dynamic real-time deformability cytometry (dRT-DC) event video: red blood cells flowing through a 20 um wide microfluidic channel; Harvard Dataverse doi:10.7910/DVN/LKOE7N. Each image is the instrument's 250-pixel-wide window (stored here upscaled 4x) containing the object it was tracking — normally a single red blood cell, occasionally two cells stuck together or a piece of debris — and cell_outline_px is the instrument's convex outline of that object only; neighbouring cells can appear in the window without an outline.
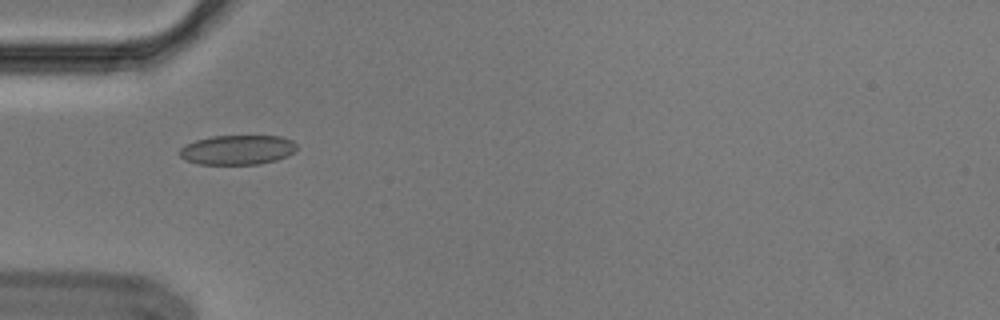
{"species": "Egyptian fruit bat (a non-hibernating species)", "species_latin": "Rousettus aegyptiacus", "temperature_condition": "cold", "stored_images_in_passage": 38, "segment_of_instrument_passage": [1, 2], "camera_frame_rate_fps": 3000, "um_per_image_px": 0.085, "animal": {"sex": "male"}, "frame": {"image": 1, "passage_image": 1, "time_ms": 0.0, "image_size_px": [1000, 320], "cell_outline_px": [[296, 148], [288, 156], [276, 160], [260, 164], [196, 164], [184, 160], [180, 156], [180, 148], [184, 144], [196, 140], [212, 136], [280, 136], [292, 140], [296, 144]], "centroid_in_image_um": [20.15, 12.74], "position_along_channel_um": 64.8, "area_um2": 20.29}}
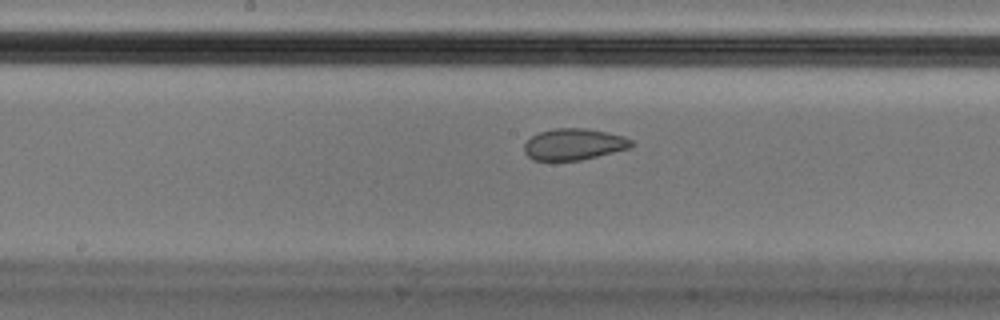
{"frame": {"image": 2, "passage_image": 12, "time_ms": 3.667, "image_size_px": [1000, 320], "cell_outline_px": [[636, 144], [632, 148], [580, 160], [532, 160], [524, 152], [524, 144], [532, 136], [540, 132], [552, 128], [584, 128], [608, 132], [624, 136], [632, 140]], "centroid_in_image_um": [48.82, 12.26], "position_along_channel_um": 199.4, "area_um2": 19.77}}
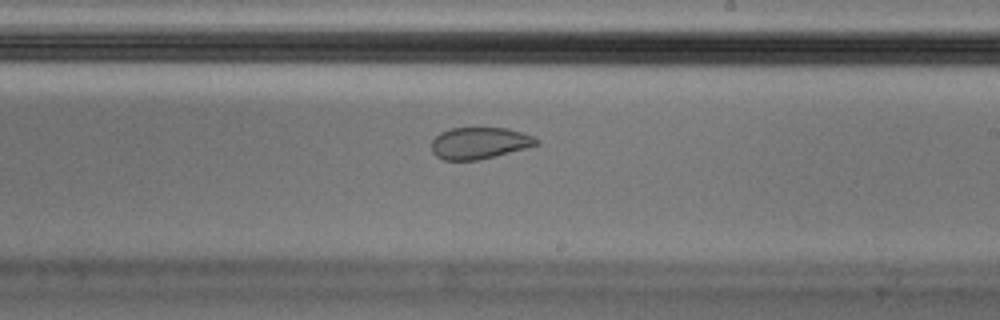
{"frame": {"image": 3, "passage_image": 16, "time_ms": 5.0, "image_size_px": [1000, 320], "cell_outline_px": [[540, 144], [476, 160], [444, 160], [436, 156], [432, 152], [432, 140], [440, 132], [452, 128], [508, 128], [536, 136], [540, 140]], "centroid_in_image_um": [40.76, 12.15], "position_along_channel_um": 248.2, "area_um2": 19.25}}